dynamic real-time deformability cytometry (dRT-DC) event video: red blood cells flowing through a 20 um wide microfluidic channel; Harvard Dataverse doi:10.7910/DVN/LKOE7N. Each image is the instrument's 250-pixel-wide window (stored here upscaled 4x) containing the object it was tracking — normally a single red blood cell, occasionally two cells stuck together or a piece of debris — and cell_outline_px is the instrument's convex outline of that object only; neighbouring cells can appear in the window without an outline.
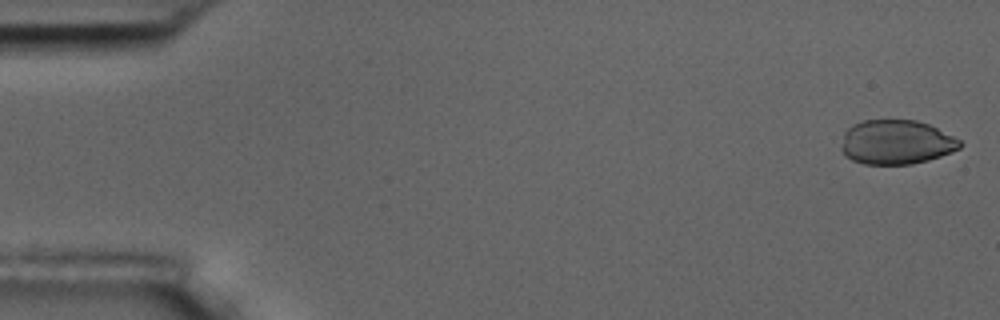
{"species": "common noctule bat (a hibernating species)", "species_latin": "Nyctalus noctula", "temperature_condition": "room temperature", "stored_images_in_passage": 5, "camera_frame_rate_fps": 3000, "um_per_image_px": 0.085, "animal": {"sex": "male", "body_mass_g": 17.5, "forearm_length_mm": 52.3}, "frame": {"image": 1, "passage_image": 1, "time_ms": 0.0, "image_size_px": [1000, 320], "cell_outline_px": [[964, 144], [960, 148], [952, 152], [928, 160], [912, 164], [864, 164], [852, 160], [844, 156], [840, 148], [844, 132], [852, 124], [864, 120], [916, 120], [928, 124], [960, 140]], "centroid_in_image_um": [76.15, 12.09], "position_along_channel_um": 8.8, "area_um2": 30.81}}